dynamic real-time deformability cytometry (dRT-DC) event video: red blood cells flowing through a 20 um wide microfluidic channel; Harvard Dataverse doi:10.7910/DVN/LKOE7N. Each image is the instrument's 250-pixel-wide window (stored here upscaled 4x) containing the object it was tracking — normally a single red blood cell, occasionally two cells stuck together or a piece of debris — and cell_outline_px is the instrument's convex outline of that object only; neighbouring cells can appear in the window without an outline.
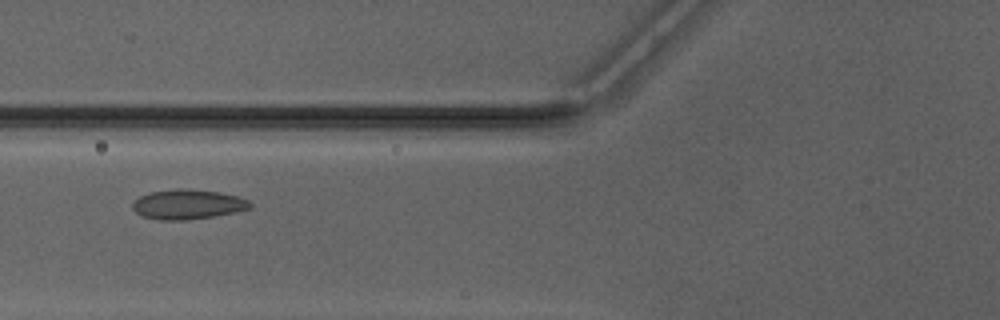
{"species": "Egyptian fruit bat (a non-hibernating species)", "species_latin": "Rousettus aegyptiacus", "temperature_condition": "warm", "stored_images_in_passage": 33, "camera_frame_rate_fps": 3000, "um_per_image_px": 0.085, "animal": {"sex": "male"}, "frame": {"image": 1, "passage_image": 9, "time_ms": 2.667, "image_size_px": [1000, 320], "cell_outline_px": [[252, 208], [236, 212], [216, 216], [188, 220], [160, 220], [140, 216], [132, 208], [132, 200], [148, 192], [180, 188], [220, 192], [236, 196], [248, 200], [252, 204]], "centroid_in_image_um": [15.93, 17.38], "position_along_channel_um": 109.9, "area_um2": 20.63}}
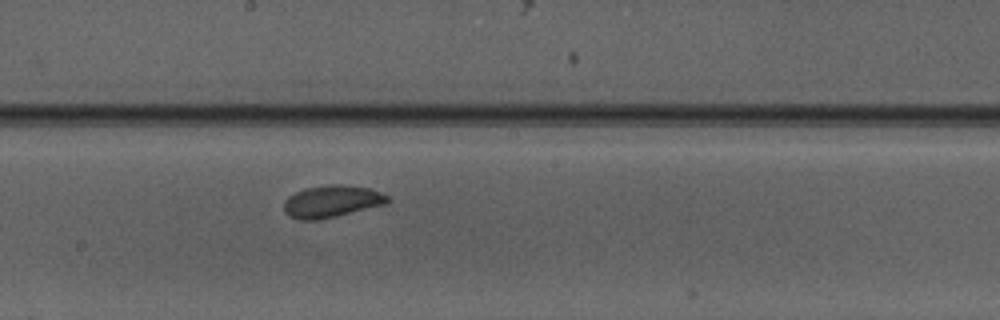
{"frame": {"image": 2, "passage_image": 17, "time_ms": 5.333, "image_size_px": [1000, 320], "cell_outline_px": [[392, 200], [388, 204], [336, 216], [316, 220], [300, 220], [288, 216], [284, 212], [284, 200], [288, 196], [304, 188], [328, 184], [340, 184], [368, 188], [380, 192], [388, 196]], "centroid_in_image_um": [28.2, 17.12], "position_along_channel_um": 220.0, "area_um2": 19.59}}
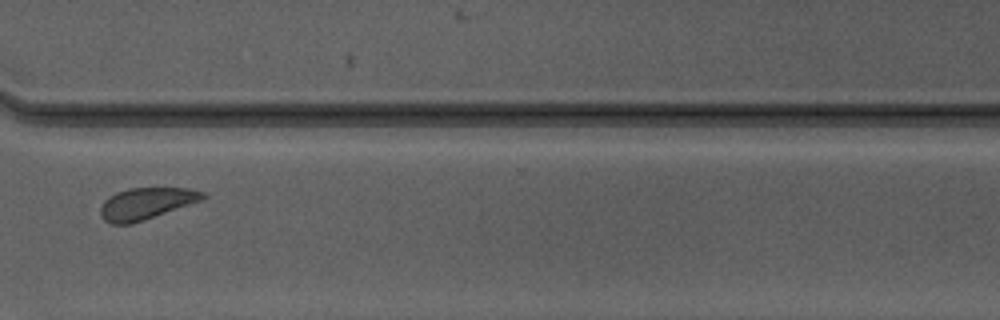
{"frame": {"image": 3, "passage_image": 27, "time_ms": 8.667, "image_size_px": [1000, 320], "cell_outline_px": [[208, 196], [204, 200], [132, 224], [112, 224], [104, 220], [100, 216], [100, 208], [104, 200], [108, 196], [116, 192], [128, 188], [188, 188], [204, 192]], "centroid_in_image_um": [12.43, 17.3], "position_along_channel_um": 358.2, "area_um2": 19.13}, "authors_computed_cell_mechanics": {"area_um2": 19.5942, "velocity_mm_per_s": 4.1353, "shape_relaxation_time_tau1_ms": null, "shape_relaxation_time_tau2_ms": 1.8696, "deformation_change_tau1": null, "deformation_change_tau2": 0.064}}